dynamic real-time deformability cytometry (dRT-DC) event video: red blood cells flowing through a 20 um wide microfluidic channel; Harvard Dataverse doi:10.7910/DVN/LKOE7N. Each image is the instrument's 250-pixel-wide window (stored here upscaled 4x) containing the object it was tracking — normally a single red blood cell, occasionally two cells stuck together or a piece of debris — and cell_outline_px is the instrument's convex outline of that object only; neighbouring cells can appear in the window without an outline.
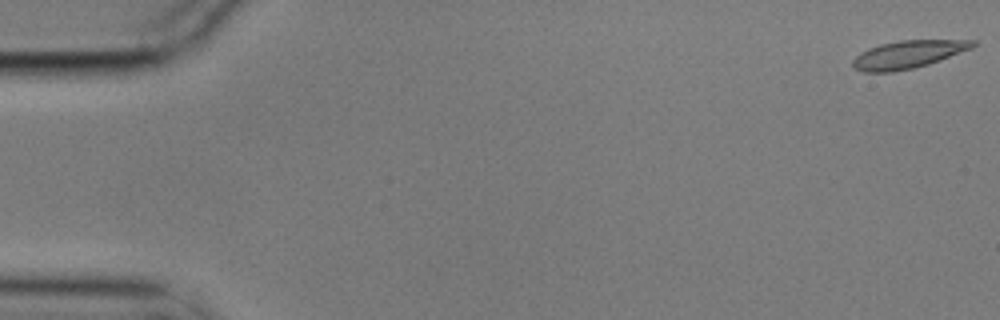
{"species": "common noctule bat (a hibernating species)", "species_latin": "Nyctalus noctula", "temperature_condition": "cold", "stored_images_in_passage": 10, "camera_frame_rate_fps": 3000, "um_per_image_px": 0.085, "animal": {"sex": "male", "body_mass_g": 17.9}, "frame": {"image": 1, "passage_image": 1, "time_ms": 0.0, "image_size_px": [1000, 320], "cell_outline_px": [[976, 44], [972, 48], [940, 60], [928, 64], [912, 68], [892, 72], [864, 72], [856, 68], [852, 64], [852, 60], [860, 52], [868, 48], [880, 44], [900, 40], [976, 40]], "centroid_in_image_um": [77.17, 4.62], "position_along_channel_um": 7.8, "area_um2": 19.31}}
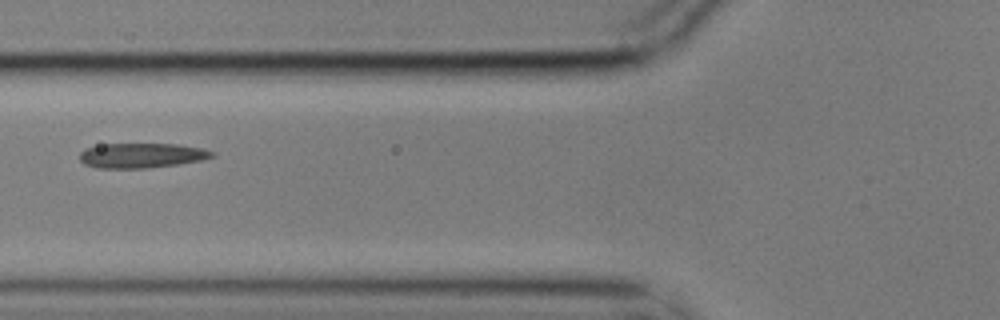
{"frame": {"image": 2, "passage_image": 6, "time_ms": 1.667, "image_size_px": [1000, 320], "cell_outline_px": [[216, 156], [200, 160], [176, 164], [144, 168], [96, 168], [84, 164], [80, 160], [80, 152], [84, 148], [100, 144], [176, 144], [204, 148], [216, 152]], "centroid_in_image_um": [12.03, 13.2], "position_along_channel_um": 113.8, "area_um2": 19.25}}
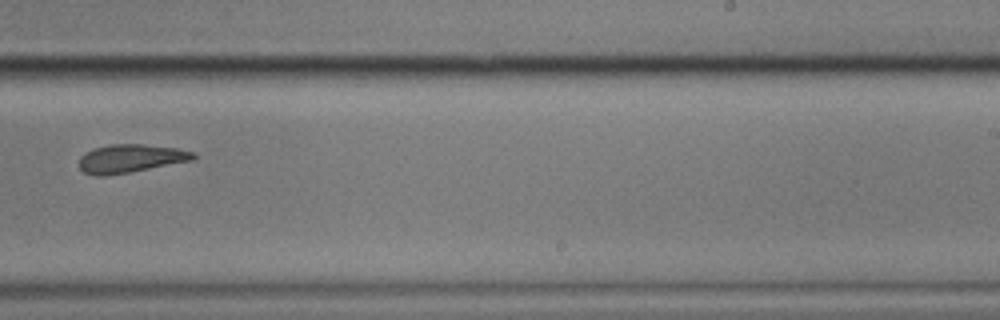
{"frame": {"image": 3, "passage_image": 10, "time_ms": 3.0, "image_size_px": [1000, 320], "cell_outline_px": [[196, 160], [108, 176], [96, 176], [84, 172], [80, 168], [80, 156], [92, 148], [112, 144], [144, 144], [176, 148], [196, 152]], "centroid_in_image_um": [11.13, 13.47], "position_along_channel_um": 277.9, "area_um2": 19.07}}